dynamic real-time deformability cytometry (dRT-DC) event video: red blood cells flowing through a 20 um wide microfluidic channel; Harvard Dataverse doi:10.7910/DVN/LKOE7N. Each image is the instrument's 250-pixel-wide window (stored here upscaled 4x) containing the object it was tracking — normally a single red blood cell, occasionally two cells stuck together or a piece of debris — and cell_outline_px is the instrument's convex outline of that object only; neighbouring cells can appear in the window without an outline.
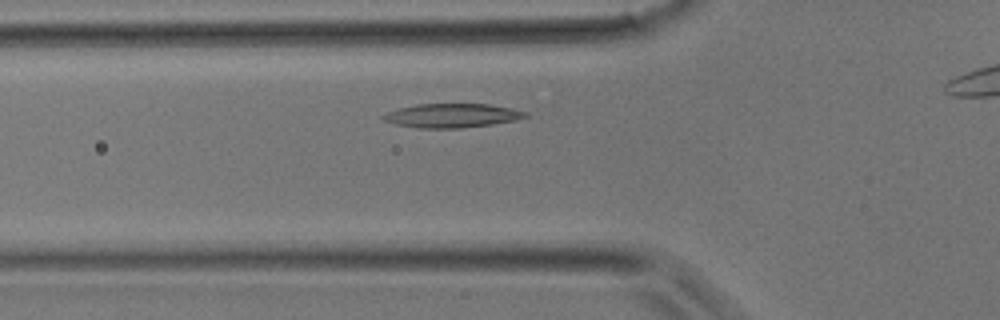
{"species": "common noctule bat (a hibernating species)", "species_latin": "Nyctalus noctula", "temperature_condition": "room temperature", "stored_images_in_passage": 25, "camera_frame_rate_fps": 3000, "um_per_image_px": 0.085, "animal": {"sex": "male", "body_mass_g": 17.9}, "frame": {"image": 1, "passage_image": 6, "time_ms": 1.667, "image_size_px": [1000, 320], "cell_outline_px": [[528, 116], [512, 120], [492, 124], [460, 128], [420, 128], [396, 124], [384, 120], [380, 116], [388, 112], [400, 108], [416, 104], [488, 104], [528, 112]], "centroid_in_image_um": [38.39, 9.82], "position_along_channel_um": 87.4, "area_um2": 19.54}}
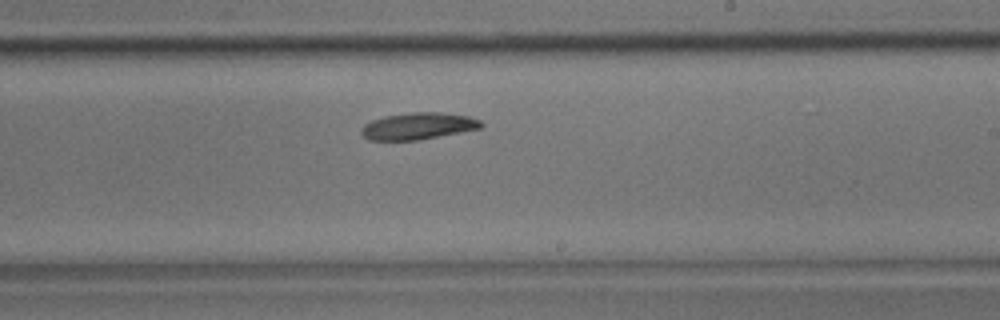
{"frame": {"image": 2, "passage_image": 15, "time_ms": 4.667, "image_size_px": [1000, 320], "cell_outline_px": [[484, 124], [480, 128], [420, 140], [368, 140], [360, 132], [364, 124], [372, 120], [384, 116], [412, 112], [440, 112], [468, 116], [480, 120]], "centroid_in_image_um": [35.53, 10.71], "position_along_channel_um": 253.5, "area_um2": 18.67}}
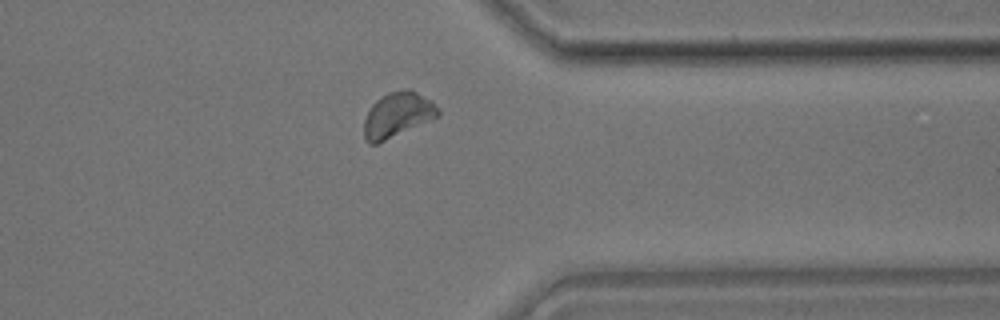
{"frame": {"image": 3, "passage_image": 22, "time_ms": 7.0, "image_size_px": [1000, 320], "cell_outline_px": [[440, 116], [376, 144], [368, 144], [364, 136], [364, 120], [372, 104], [380, 96], [388, 92], [400, 88], [408, 88], [432, 100], [440, 108]], "centroid_in_image_um": [33.81, 9.73], "position_along_channel_um": 377.6, "area_um2": 19.59}}